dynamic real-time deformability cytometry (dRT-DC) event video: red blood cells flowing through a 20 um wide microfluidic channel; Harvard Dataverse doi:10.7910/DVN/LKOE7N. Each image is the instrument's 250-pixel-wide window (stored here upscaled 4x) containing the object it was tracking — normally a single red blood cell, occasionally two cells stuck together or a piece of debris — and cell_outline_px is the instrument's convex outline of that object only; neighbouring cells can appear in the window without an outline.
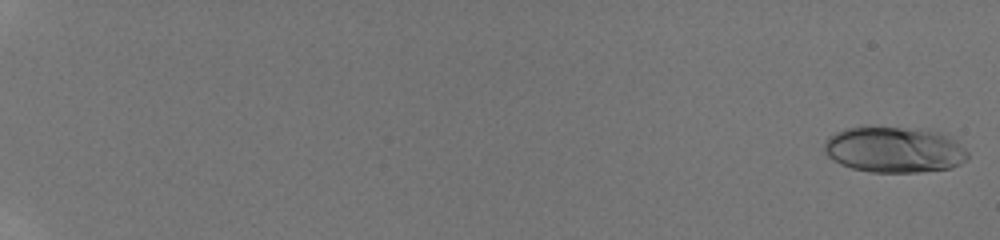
{"species": "human", "species_latin": "Homo sapiens", "temperature_condition": "room temperature", "stored_images_in_passage": 38, "camera_frame_rate_fps": 3000, "um_per_image_px": 0.085, "donor": {"sex": "male"}, "frame": {"image": 1, "passage_image": 1, "time_ms": 0.0, "image_size_px": [1000, 240], "cell_outline_px": [[968, 160], [952, 168], [920, 172], [872, 172], [852, 168], [840, 164], [832, 160], [824, 152], [824, 144], [828, 136], [844, 128], [928, 128], [944, 132], [964, 148], [968, 152]], "centroid_in_image_um": [76.05, 12.72], "position_along_channel_um": 9.0, "area_um2": 38.67}}
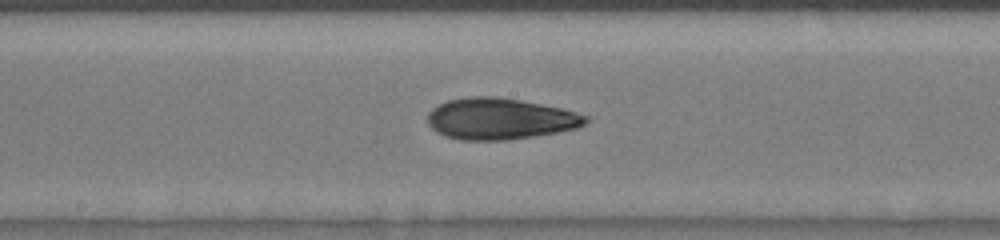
{"frame": {"image": 2, "passage_image": 21, "time_ms": 10.667, "image_size_px": [1000, 240], "cell_outline_px": [[588, 120], [584, 124], [576, 128], [556, 132], [508, 140], [460, 140], [444, 136], [436, 132], [428, 124], [428, 112], [432, 108], [448, 100], [472, 96], [496, 96], [520, 100], [564, 108], [588, 116]], "centroid_in_image_um": [42.48, 10.09], "position_along_channel_um": 205.7, "area_um2": 38.09}}
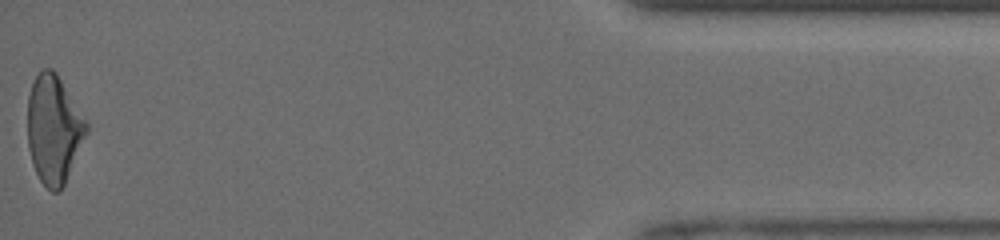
{"frame": {"image": 3, "passage_image": 38, "time_ms": 17.667, "image_size_px": [1000, 240], "cell_outline_px": [[88, 132], [64, 184], [60, 192], [52, 192], [40, 180], [32, 164], [28, 148], [28, 96], [32, 84], [36, 76], [44, 68], [52, 68], [56, 72], [88, 124]], "centroid_in_image_um": [4.56, 11.01], "position_along_channel_um": 430.6, "area_um2": 36.82}, "authors_computed_cell_mechanics": {"area_um2": 37.1076, "velocity_mm_per_s": 4.1523, "shape_relaxation_time_tau1_ms": 5.5663, "shape_relaxation_time_tau2_ms": 2.591, "deformation_change_tau1": 0.1935, "deformation_change_tau2": 0.0986}}